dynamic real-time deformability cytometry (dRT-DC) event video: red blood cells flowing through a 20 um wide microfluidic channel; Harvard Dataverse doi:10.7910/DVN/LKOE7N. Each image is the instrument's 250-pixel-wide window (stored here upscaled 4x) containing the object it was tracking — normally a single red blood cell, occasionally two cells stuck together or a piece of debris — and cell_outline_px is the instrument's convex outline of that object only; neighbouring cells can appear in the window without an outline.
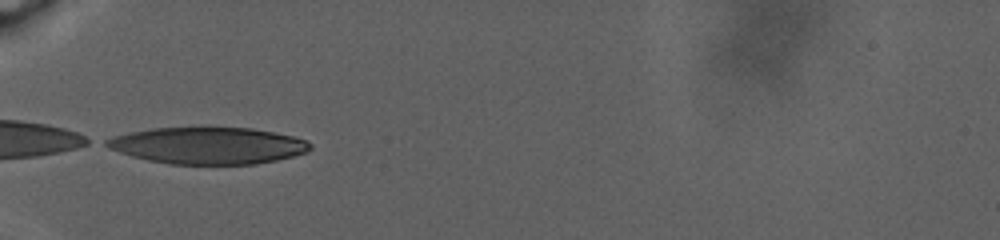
{"species": "human", "species_latin": "Homo sapiens", "temperature_condition": "warm", "stored_images_in_passage": 2, "camera_frame_rate_fps": 3000, "um_per_image_px": 0.085, "donor": {"sex": "male"}, "frame": {"image": 1, "passage_image": 1, "time_ms": 0.0, "image_size_px": [1000, 240], "cell_outline_px": [[312, 148], [308, 152], [276, 160], [256, 164], [168, 164], [148, 160], [132, 156], [108, 148], [100, 144], [104, 140], [116, 136], [132, 132], [152, 128], [252, 128], [292, 136], [308, 140], [312, 144]], "centroid_in_image_um": [17.69, 12.38], "position_along_channel_um": 67.3, "area_um2": 43.52}}